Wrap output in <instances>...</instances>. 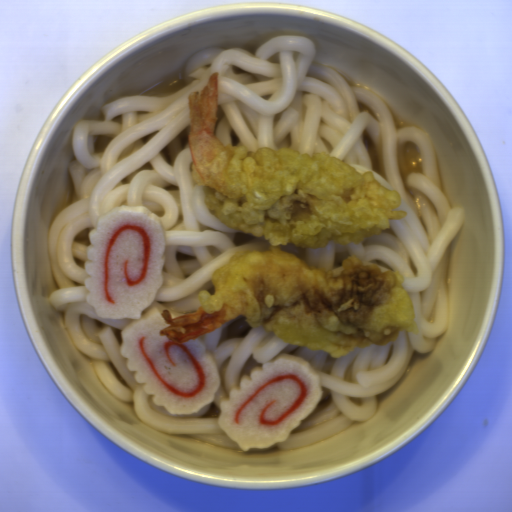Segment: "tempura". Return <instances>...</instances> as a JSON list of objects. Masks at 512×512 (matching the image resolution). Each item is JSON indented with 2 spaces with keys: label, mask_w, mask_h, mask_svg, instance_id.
I'll return each mask as SVG.
<instances>
[{
  "label": "tempura",
  "mask_w": 512,
  "mask_h": 512,
  "mask_svg": "<svg viewBox=\"0 0 512 512\" xmlns=\"http://www.w3.org/2000/svg\"><path fill=\"white\" fill-rule=\"evenodd\" d=\"M218 77L213 73L188 97L191 177L211 215L232 230L265 238L268 246L218 267L194 313L172 318L162 310L169 325L159 333L184 343L244 316L252 327L334 359L355 348L388 346L401 331L417 335L414 303L396 269L380 271L352 255L337 269L323 270L282 250L343 246L383 234L391 220L408 214L397 210L395 189L328 153L224 144L216 133Z\"/></svg>",
  "instance_id": "8679c707"
}]
</instances>
